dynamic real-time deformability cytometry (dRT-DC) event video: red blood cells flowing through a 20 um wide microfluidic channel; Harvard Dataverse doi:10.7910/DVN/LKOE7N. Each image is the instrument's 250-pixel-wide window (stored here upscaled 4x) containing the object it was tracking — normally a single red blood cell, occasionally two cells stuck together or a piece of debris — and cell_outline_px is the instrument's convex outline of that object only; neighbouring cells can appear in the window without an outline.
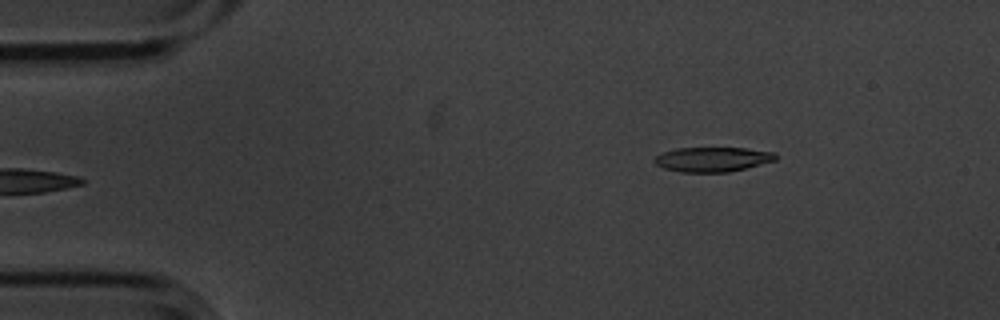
{"species": "common noctule bat (a hibernating species)", "species_latin": "Nyctalus noctula", "temperature_condition": "cold", "stored_images_in_passage": 4, "camera_frame_rate_fps": 3000, "um_per_image_px": 0.085, "animal": {"sex": "male", "body_mass_g": 20.1, "forearm_length_mm": 53.5}, "frame": {"image": 1, "passage_image": 4, "time_ms": 1.0, "image_size_px": [1000, 320], "cell_outline_px": [[776, 160], [728, 172], [680, 172], [664, 168], [656, 164], [652, 160], [656, 156], [664, 152], [676, 148], [744, 148], [772, 152], [776, 156]], "centroid_in_image_um": [60.52, 13.54], "position_along_channel_um": 24.5, "area_um2": 17.17}}